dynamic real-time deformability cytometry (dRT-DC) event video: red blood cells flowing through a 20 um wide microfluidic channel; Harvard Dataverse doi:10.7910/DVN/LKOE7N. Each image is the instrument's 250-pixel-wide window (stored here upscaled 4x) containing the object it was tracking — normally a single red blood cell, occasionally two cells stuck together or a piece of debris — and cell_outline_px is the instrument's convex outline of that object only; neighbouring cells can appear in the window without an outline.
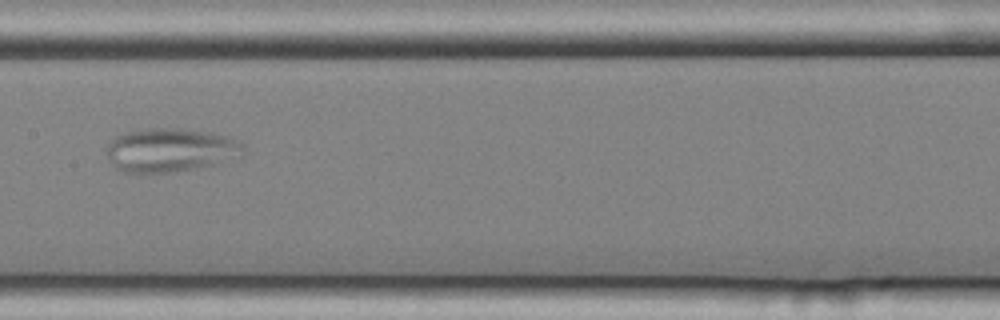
{"species": "common noctule bat (a hibernating species)", "species_latin": "Nyctalus noctula", "temperature_condition": "cold", "stored_images_in_passage": 7, "camera_frame_rate_fps": 3000, "um_per_image_px": 0.085, "animal": {"sex": "female", "body_mass_g": 25.1}, "frame": {"image": 1, "passage_image": 5, "time_ms": 1.333, "image_size_px": [1000, 320], "cell_outline_px": [[244, 148], [240, 156], [220, 164], [168, 172], [124, 172], [116, 168], [108, 160], [108, 144], [116, 136], [124, 132], [148, 128], [176, 128], [212, 132], [228, 136], [240, 140], [244, 144]], "centroid_in_image_um": [14.53, 12.74], "position_along_channel_um": 192.9, "area_um2": 34.97}}